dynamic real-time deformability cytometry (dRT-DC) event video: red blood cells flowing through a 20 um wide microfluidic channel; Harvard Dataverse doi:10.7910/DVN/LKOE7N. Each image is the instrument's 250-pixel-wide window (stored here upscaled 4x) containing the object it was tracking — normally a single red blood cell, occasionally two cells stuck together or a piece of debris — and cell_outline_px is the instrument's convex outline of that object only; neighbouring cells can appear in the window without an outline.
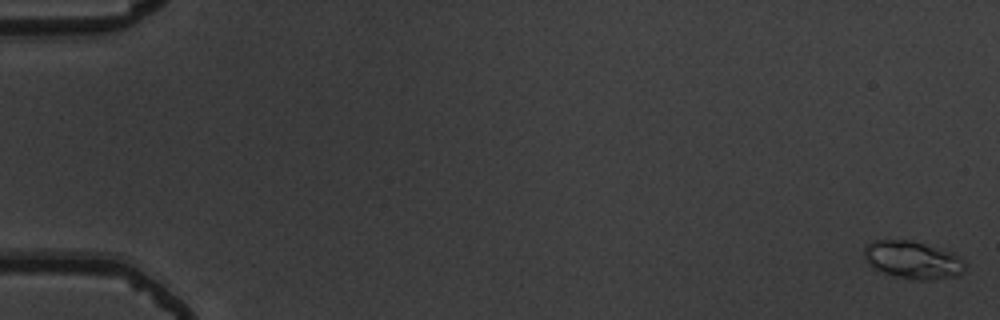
{"species": "common noctule bat (a hibernating species)", "species_latin": "Nyctalus noctula", "temperature_condition": "warm", "stored_images_in_passage": 56, "camera_frame_rate_fps": 3000, "um_per_image_px": 0.085, "animal": {"sex": "male", "body_mass_g": 19.5, "forearm_length_mm": 54.6}, "frame": {"image": 1, "passage_image": 1, "time_ms": 0.0, "image_size_px": [1000, 320], "cell_outline_px": [[964, 272], [956, 276], [928, 280], [912, 280], [880, 272], [872, 268], [864, 260], [864, 248], [872, 240], [908, 240], [924, 244], [952, 252], [960, 256], [964, 260]], "centroid_in_image_um": [77.56, 22.1], "position_along_channel_um": 7.4, "area_um2": 22.31}}
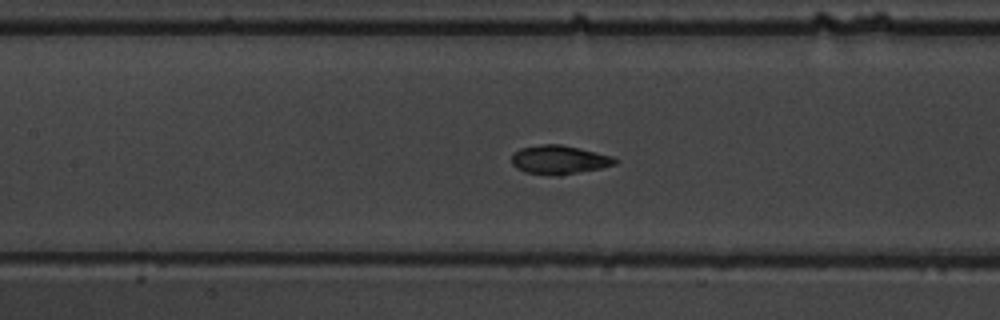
{"frame": {"image": 2, "passage_image": 27, "time_ms": 8.667, "image_size_px": [1000, 320], "cell_outline_px": [[620, 160], [616, 164], [600, 168], [560, 176], [552, 176], [524, 172], [516, 168], [512, 164], [512, 152], [520, 148], [544, 144], [560, 144], [580, 148], [612, 156]], "centroid_in_image_um": [47.52, 13.59], "position_along_channel_um": 159.9, "area_um2": 17.57}}
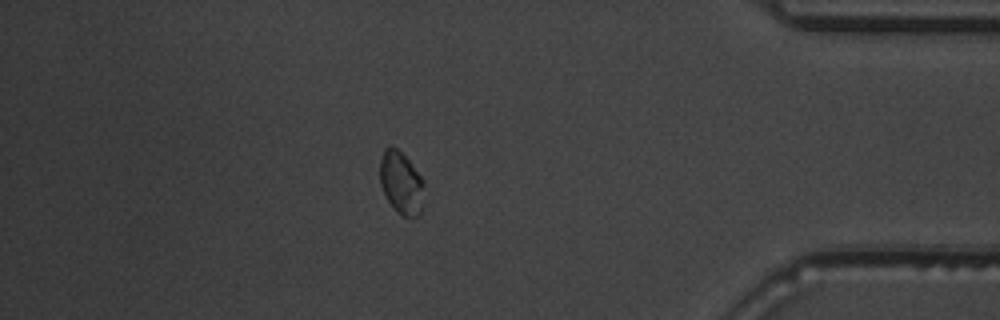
{"frame": {"image": 3, "passage_image": 49, "time_ms": 16.0, "image_size_px": [1000, 320], "cell_outline_px": [[424, 184], [420, 212], [416, 216], [404, 216], [396, 212], [388, 200], [380, 184], [380, 160], [384, 148], [388, 144], [392, 144], [408, 160], [424, 180]], "centroid_in_image_um": [34.07, 15.5], "position_along_channel_um": 401.1, "area_um2": 15.95}, "authors_computed_cell_mechanics": {"area_um2": 17.0221, "velocity_mm_per_s": 3.7335, "shape_relaxation_time_tau1_ms": 2.8496, "shape_relaxation_time_tau2_ms": null, "deformation_change_tau1": 0.0989, "deformation_change_tau2": null}}